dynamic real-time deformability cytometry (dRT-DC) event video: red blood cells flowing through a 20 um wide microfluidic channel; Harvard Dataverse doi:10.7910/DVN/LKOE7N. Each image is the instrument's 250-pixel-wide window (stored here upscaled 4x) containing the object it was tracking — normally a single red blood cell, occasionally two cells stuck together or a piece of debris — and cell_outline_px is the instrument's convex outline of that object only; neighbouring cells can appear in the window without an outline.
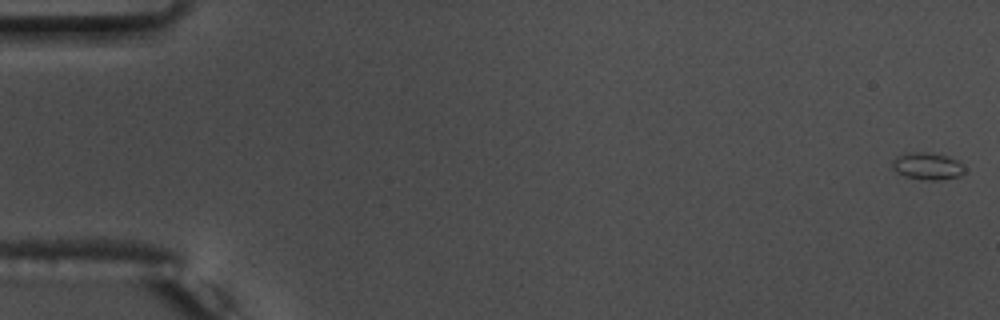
{"species": "common noctule bat (a hibernating species)", "species_latin": "Nyctalus noctula", "temperature_condition": "warm", "stored_images_in_passage": 56, "camera_frame_rate_fps": 3000, "um_per_image_px": 0.085, "animal": {"sex": "male", "body_mass_g": 17.5, "forearm_length_mm": 52.3}, "frame": {"image": 1, "passage_image": 1, "time_ms": 0.0, "image_size_px": [1000, 320], "cell_outline_px": [[964, 172], [960, 176], [940, 180], [924, 180], [904, 176], [896, 172], [892, 168], [892, 160], [896, 156], [904, 152], [928, 152], [948, 156], [960, 160], [964, 168]], "centroid_in_image_um": [78.82, 14.11], "position_along_channel_um": 6.2, "area_um2": 11.73}}
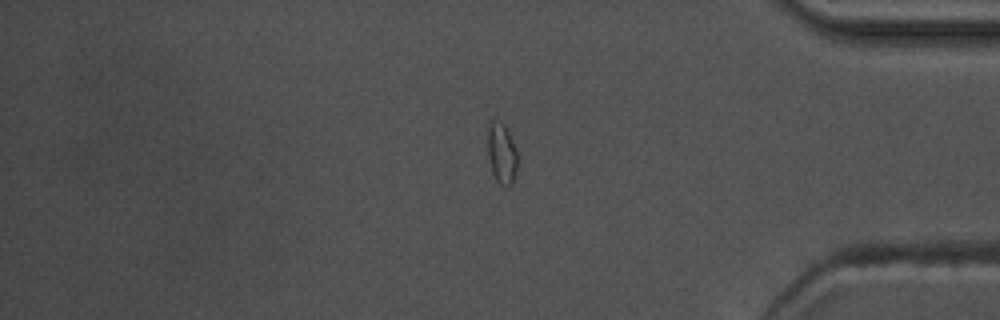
{"frame": {"image": 2, "passage_image": 47, "time_ms": 15.333, "image_size_px": [1000, 320], "cell_outline_px": [[516, 168], [512, 184], [500, 184], [496, 180], [492, 172], [488, 160], [488, 124], [492, 116], [500, 120], [508, 128], [516, 152]], "centroid_in_image_um": [42.6, 12.93], "position_along_channel_um": 392.6, "area_um2": 10.64}}